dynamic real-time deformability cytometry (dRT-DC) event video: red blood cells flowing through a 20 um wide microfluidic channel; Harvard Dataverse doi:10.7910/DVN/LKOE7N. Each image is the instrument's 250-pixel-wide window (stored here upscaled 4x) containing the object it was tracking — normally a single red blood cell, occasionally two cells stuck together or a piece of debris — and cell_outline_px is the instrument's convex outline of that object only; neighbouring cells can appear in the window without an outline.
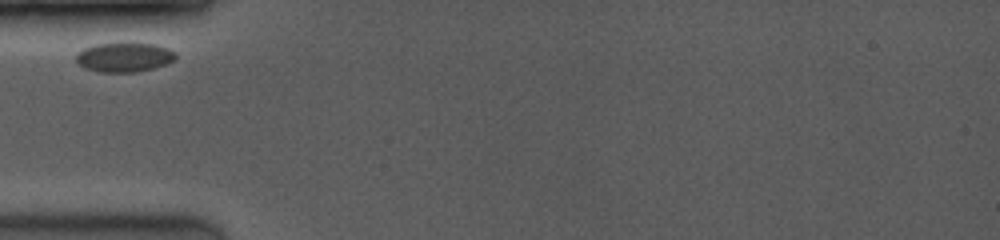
{"species": "common noctule bat (a hibernating species)", "species_latin": "Nyctalus noctula", "temperature_condition": "room temperature", "stored_images_in_passage": 20, "camera_frame_rate_fps": 3500, "um_per_image_px": 0.085, "animal": {"sex": "female", "body_mass_g": 19.0, "forearm_length_mm": 53.3}, "frame": {"image": 1, "passage_image": 1, "time_ms": 0.0, "image_size_px": [1000, 240], "cell_outline_px": [[176, 56], [172, 60], [156, 68], [136, 72], [96, 72], [84, 68], [76, 60], [76, 56], [84, 48], [96, 44], [156, 44], [168, 48], [176, 52]], "centroid_in_image_um": [10.56, 4.88], "position_along_channel_um": 74.4, "area_um2": 16.82}}
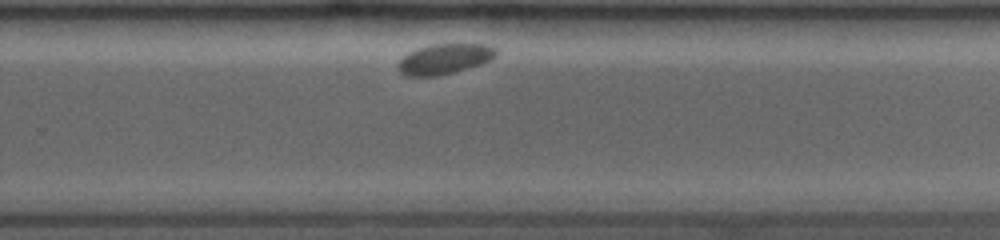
{"frame": {"image": 2, "passage_image": 14, "time_ms": 6.286, "image_size_px": [1000, 240], "cell_outline_px": [[496, 56], [492, 60], [468, 68], [436, 76], [404, 76], [396, 68], [396, 64], [408, 52], [432, 44], [492, 44], [496, 48]], "centroid_in_image_um": [37.78, 5.01], "position_along_channel_um": 292.0, "area_um2": 17.4}}
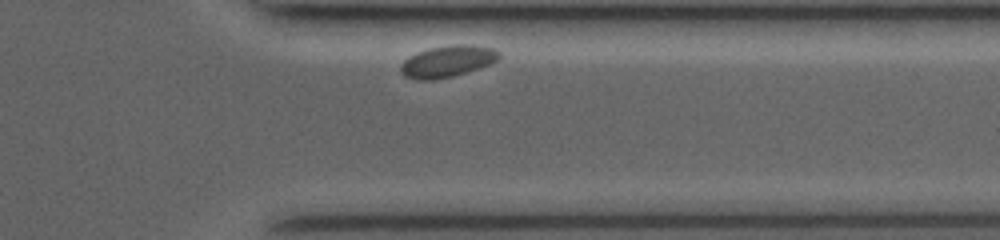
{"frame": {"image": 3, "passage_image": 19, "time_ms": 8.571, "image_size_px": [1000, 240], "cell_outline_px": [[500, 60], [492, 64], [452, 76], [436, 80], [416, 80], [404, 76], [400, 72], [400, 64], [408, 56], [416, 52], [428, 48], [456, 44], [472, 44], [492, 48], [500, 52]], "centroid_in_image_um": [38.03, 5.21], "position_along_channel_um": 373.4, "area_um2": 18.44}}